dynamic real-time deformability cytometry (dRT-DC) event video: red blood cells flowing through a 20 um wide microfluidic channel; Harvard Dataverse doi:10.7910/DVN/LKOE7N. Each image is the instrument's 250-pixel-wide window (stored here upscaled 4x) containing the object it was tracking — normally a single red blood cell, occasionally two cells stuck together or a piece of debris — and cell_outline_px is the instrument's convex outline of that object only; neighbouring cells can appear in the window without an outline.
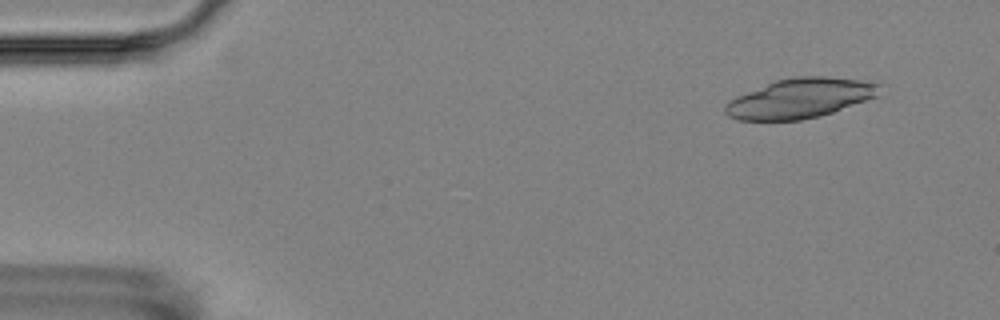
{"species": "Egyptian fruit bat (a non-hibernating species)", "species_latin": "Rousettus aegyptiacus", "temperature_condition": "room temperature", "stored_images_in_passage": 5, "camera_frame_rate_fps": 3000, "um_per_image_px": 0.085, "animal": {"sex": "female"}, "frame": {"image": 1, "passage_image": 2, "time_ms": 1.333, "image_size_px": [1000, 320], "cell_outline_px": [[888, 84], [880, 96], [820, 116], [800, 120], [736, 120], [728, 116], [724, 112], [724, 104], [748, 92], [776, 80], [796, 76], [824, 76], [860, 80]], "centroid_in_image_um": [68.13, 8.35], "position_along_channel_um": 16.9, "area_um2": 35.89}}